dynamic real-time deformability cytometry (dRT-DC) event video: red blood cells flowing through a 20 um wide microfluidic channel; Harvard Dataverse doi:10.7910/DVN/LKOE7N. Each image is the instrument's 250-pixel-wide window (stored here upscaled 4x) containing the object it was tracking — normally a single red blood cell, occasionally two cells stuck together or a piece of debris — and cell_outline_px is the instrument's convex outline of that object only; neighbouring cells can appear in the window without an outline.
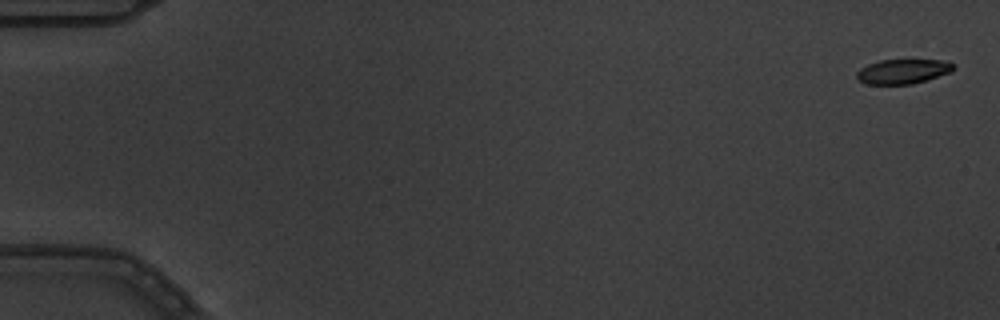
{"species": "common noctule bat (a hibernating species)", "species_latin": "Nyctalus noctula", "temperature_condition": "warm", "stored_images_in_passage": 6, "camera_frame_rate_fps": 3000, "um_per_image_px": 0.085, "animal": {"sex": "male", "body_mass_g": 19.5, "forearm_length_mm": 54.6}, "frame": {"image": 1, "passage_image": 1, "time_ms": 0.0, "image_size_px": [1000, 320], "cell_outline_px": [[956, 68], [952, 72], [928, 80], [912, 84], [868, 84], [860, 80], [856, 76], [856, 72], [860, 68], [868, 64], [880, 60], [940, 60], [956, 64]], "centroid_in_image_um": [76.79, 6.07], "position_along_channel_um": 8.2, "area_um2": 13.99}}
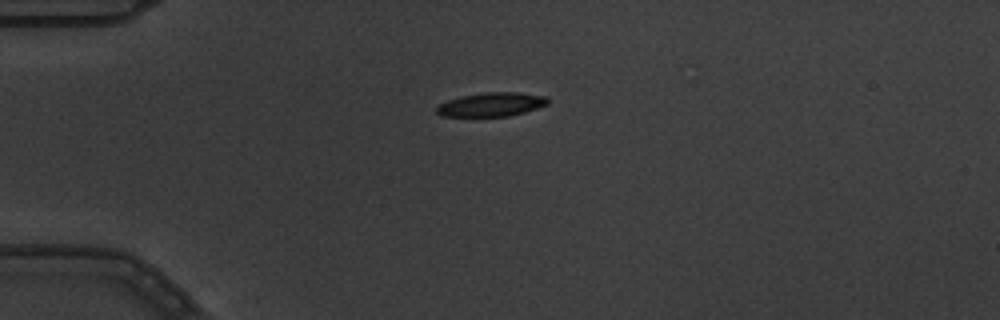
{"frame": {"image": 2, "passage_image": 5, "time_ms": 1.333, "image_size_px": [1000, 320], "cell_outline_px": [[548, 104], [524, 112], [508, 116], [440, 116], [436, 112], [436, 108], [440, 104], [448, 100], [460, 96], [484, 92], [516, 92], [544, 96], [548, 100]], "centroid_in_image_um": [41.74, 8.88], "position_along_channel_um": 43.3, "area_um2": 15.32}}